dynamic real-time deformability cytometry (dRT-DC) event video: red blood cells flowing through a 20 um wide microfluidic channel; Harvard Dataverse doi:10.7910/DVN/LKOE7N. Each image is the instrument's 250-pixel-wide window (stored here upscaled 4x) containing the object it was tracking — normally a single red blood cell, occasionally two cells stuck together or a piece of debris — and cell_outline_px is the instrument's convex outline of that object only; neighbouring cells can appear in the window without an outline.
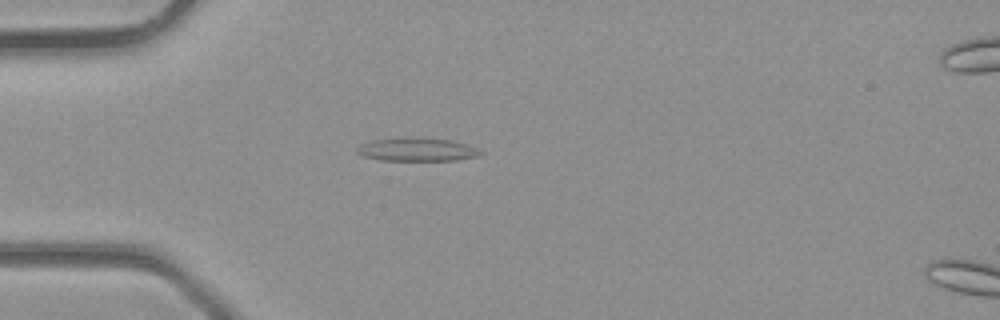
{"species": "common noctule bat (a hibernating species)", "species_latin": "Nyctalus noctula", "temperature_condition": "room temperature", "stored_images_in_passage": 4, "camera_frame_rate_fps": 3000, "um_per_image_px": 0.085, "animal": {"sex": "male", "body_mass_g": 23.1, "forearm_length_mm": 52.7}, "frame": {"image": 1, "passage_image": 4, "time_ms": 1.0, "image_size_px": [1000, 320], "cell_outline_px": [[484, 152], [480, 156], [456, 160], [380, 160], [364, 156], [356, 152], [356, 148], [360, 144], [372, 140], [396, 136], [420, 136], [452, 140], [468, 144]], "centroid_in_image_um": [35.44, 12.67], "position_along_channel_um": 49.6, "area_um2": 17.4}}